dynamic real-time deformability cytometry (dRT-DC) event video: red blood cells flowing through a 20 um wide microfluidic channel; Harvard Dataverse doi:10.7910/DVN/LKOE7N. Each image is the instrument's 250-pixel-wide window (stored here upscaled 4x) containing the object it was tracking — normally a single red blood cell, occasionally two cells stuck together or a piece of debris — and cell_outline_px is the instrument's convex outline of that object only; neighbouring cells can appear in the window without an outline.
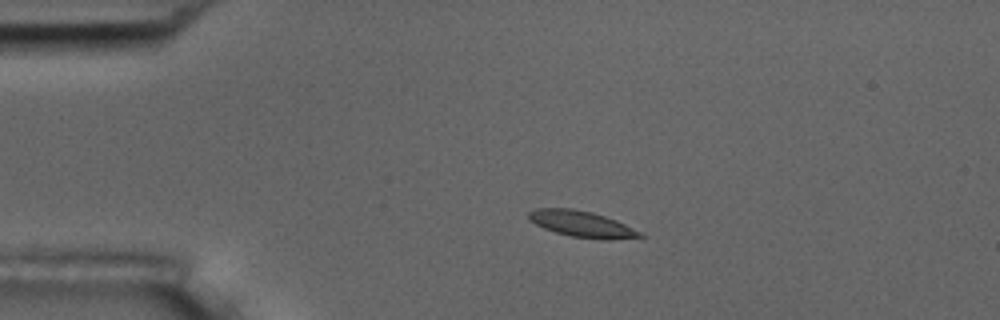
{"species": "common noctule bat (a hibernating species)", "species_latin": "Nyctalus noctula", "temperature_condition": "room temperature", "stored_images_in_passage": 4, "camera_frame_rate_fps": 3000, "um_per_image_px": 0.085, "animal": {"sex": "male", "body_mass_g": 17.5, "forearm_length_mm": 52.3}, "frame": {"image": 1, "passage_image": 3, "time_ms": 3.0, "image_size_px": [1000, 320], "cell_outline_px": [[644, 236], [608, 240], [604, 240], [572, 236], [556, 232], [544, 228], [528, 220], [528, 212], [536, 208], [572, 208], [592, 212], [616, 220], [640, 232]], "centroid_in_image_um": [49.41, 19.03], "position_along_channel_um": 35.6, "area_um2": 16.76}}